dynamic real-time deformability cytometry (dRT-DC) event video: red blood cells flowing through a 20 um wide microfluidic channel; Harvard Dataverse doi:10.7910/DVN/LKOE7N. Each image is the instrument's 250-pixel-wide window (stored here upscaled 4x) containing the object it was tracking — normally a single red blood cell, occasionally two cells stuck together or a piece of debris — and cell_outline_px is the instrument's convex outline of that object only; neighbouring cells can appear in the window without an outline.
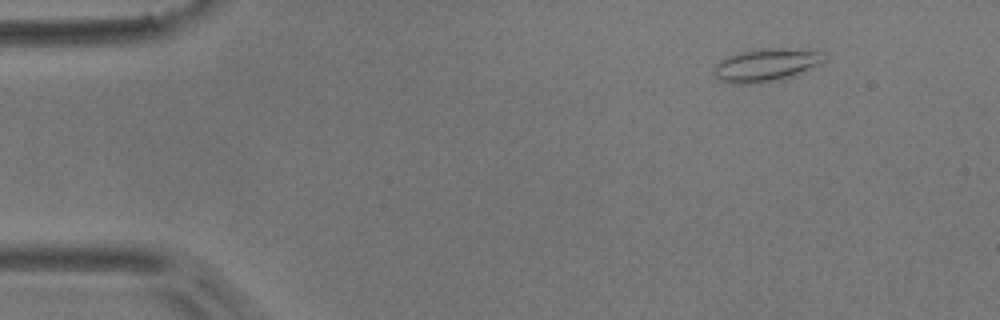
{"species": "common noctule bat (a hibernating species)", "species_latin": "Nyctalus noctula", "temperature_condition": "room temperature", "stored_images_in_passage": 7, "camera_frame_rate_fps": 3000, "um_per_image_px": 0.085, "animal": {"sex": "male", "body_mass_g": 17.9}, "frame": {"image": 1, "passage_image": 1, "time_ms": 0.0, "image_size_px": [1000, 320], "cell_outline_px": [[828, 56], [824, 60], [800, 72], [776, 80], [760, 84], [732, 84], [720, 80], [716, 76], [716, 64], [720, 60], [736, 52], [760, 48], [796, 48], [824, 52]], "centroid_in_image_um": [65.1, 5.5], "position_along_channel_um": 19.9, "area_um2": 21.04}}
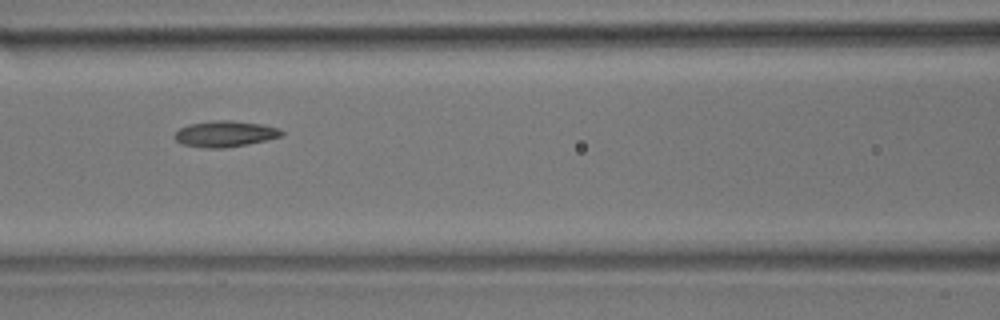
{"frame": {"image": 2, "passage_image": 6, "time_ms": 1.667, "image_size_px": [1000, 320], "cell_outline_px": [[284, 136], [268, 140], [224, 148], [204, 148], [184, 144], [176, 140], [172, 136], [180, 128], [188, 124], [216, 120], [232, 120], [260, 124], [280, 128], [284, 132]], "centroid_in_image_um": [19.16, 11.37], "position_along_channel_um": 147.4, "area_um2": 16.3}}
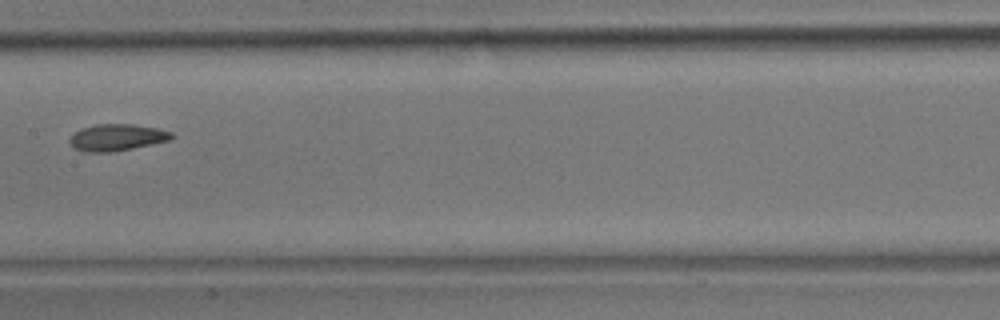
{"frame": {"image": 3, "passage_image": 7, "time_ms": 2.0, "image_size_px": [1000, 320], "cell_outline_px": [[176, 136], [172, 140], [112, 152], [84, 152], [72, 148], [68, 144], [68, 140], [80, 128], [96, 124], [132, 124], [156, 128], [172, 132]], "centroid_in_image_um": [9.92, 11.69], "position_along_channel_um": 197.5, "area_um2": 16.07}}